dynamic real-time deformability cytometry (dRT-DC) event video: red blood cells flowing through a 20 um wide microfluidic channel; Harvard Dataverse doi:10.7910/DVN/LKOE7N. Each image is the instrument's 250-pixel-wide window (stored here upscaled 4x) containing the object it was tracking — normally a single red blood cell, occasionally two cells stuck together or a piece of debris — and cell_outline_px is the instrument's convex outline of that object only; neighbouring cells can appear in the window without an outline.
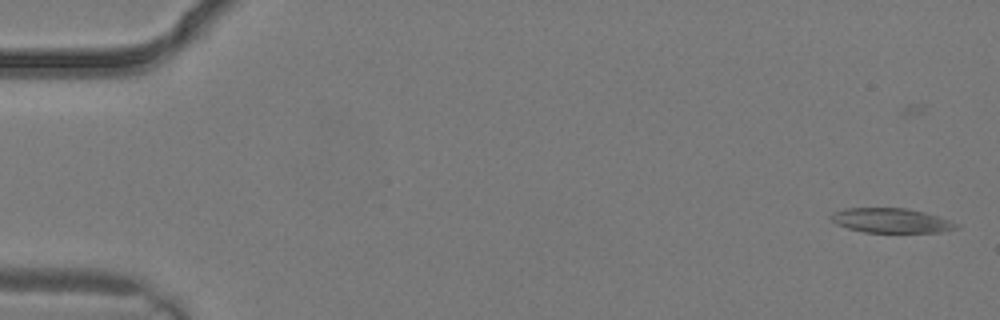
{"species": "common noctule bat (a hibernating species)", "species_latin": "Nyctalus noctula", "temperature_condition": "warm", "stored_images_in_passage": 2, "camera_frame_rate_fps": 3000, "um_per_image_px": 0.085, "animal": {"sex": "male", "body_mass_g": 19.2, "forearm_length_mm": 51.8}, "frame": {"image": 1, "passage_image": 1, "time_ms": 0.0, "image_size_px": [1000, 320], "cell_outline_px": [[960, 228], [940, 232], [864, 232], [848, 228], [836, 224], [828, 216], [832, 212], [844, 208], [908, 208], [924, 212], [960, 224]], "centroid_in_image_um": [75.73, 18.74], "position_along_channel_um": 9.3, "area_um2": 17.98}}